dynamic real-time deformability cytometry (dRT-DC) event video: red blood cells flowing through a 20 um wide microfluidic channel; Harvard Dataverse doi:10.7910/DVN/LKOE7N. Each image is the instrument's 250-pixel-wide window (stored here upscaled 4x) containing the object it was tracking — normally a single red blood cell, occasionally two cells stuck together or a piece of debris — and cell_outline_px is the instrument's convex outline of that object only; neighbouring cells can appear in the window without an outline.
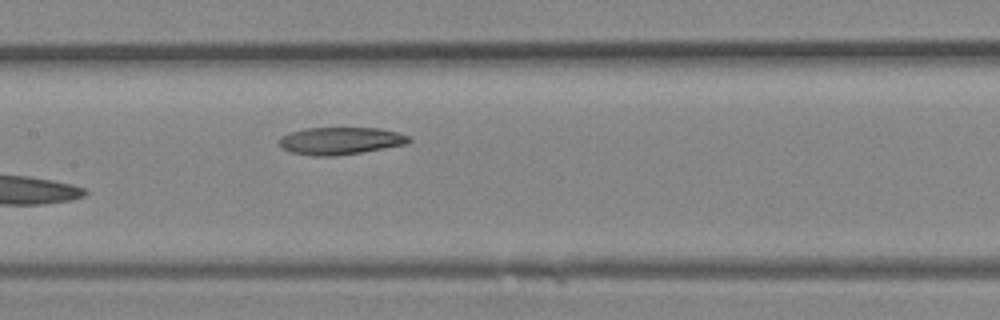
{"species": "Egyptian fruit bat (a non-hibernating species)", "species_latin": "Rousettus aegyptiacus", "temperature_condition": "room temperature", "stored_images_in_passage": 12, "camera_frame_rate_fps": 3000, "um_per_image_px": 0.085, "animal": {"sex": "female"}, "frame": {"image": 1, "passage_image": 12, "time_ms": 3.667, "image_size_px": [1000, 320], "cell_outline_px": [[412, 140], [408, 144], [360, 152], [332, 156], [312, 156], [292, 152], [284, 148], [280, 144], [280, 136], [292, 132], [308, 128], [380, 128], [396, 132], [408, 136]], "centroid_in_image_um": [28.96, 11.97], "position_along_channel_um": 178.4, "area_um2": 20.4}}